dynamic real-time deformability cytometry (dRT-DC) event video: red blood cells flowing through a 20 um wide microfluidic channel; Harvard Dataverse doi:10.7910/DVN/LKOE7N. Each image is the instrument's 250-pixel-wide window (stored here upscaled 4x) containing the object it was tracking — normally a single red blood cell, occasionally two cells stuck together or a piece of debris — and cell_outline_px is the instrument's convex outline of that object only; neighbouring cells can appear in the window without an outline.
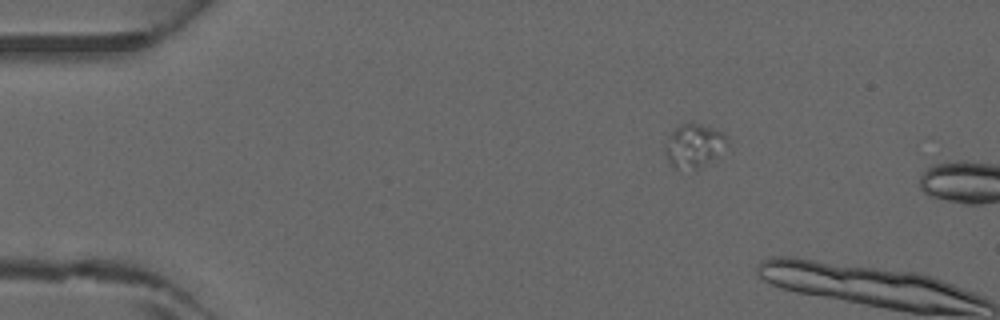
{"species": "common noctule bat (a hibernating species)", "species_latin": "Nyctalus noctula", "temperature_condition": "warm", "stored_images_in_passage": 2, "camera_frame_rate_fps": 3000, "um_per_image_px": 0.085, "animal": {"sex": "male", "forearm_length_mm": 52.5}, "frame": {"image": 1, "passage_image": 1, "time_ms": 0.0, "image_size_px": [1000, 320], "cell_outline_px": [[728, 140], [716, 156], [696, 172], [676, 168], [668, 160], [664, 152], [672, 132], [680, 124], [692, 120], [724, 132]], "centroid_in_image_um": [58.99, 12.38], "position_along_channel_um": 26.0, "area_um2": 15.84}}